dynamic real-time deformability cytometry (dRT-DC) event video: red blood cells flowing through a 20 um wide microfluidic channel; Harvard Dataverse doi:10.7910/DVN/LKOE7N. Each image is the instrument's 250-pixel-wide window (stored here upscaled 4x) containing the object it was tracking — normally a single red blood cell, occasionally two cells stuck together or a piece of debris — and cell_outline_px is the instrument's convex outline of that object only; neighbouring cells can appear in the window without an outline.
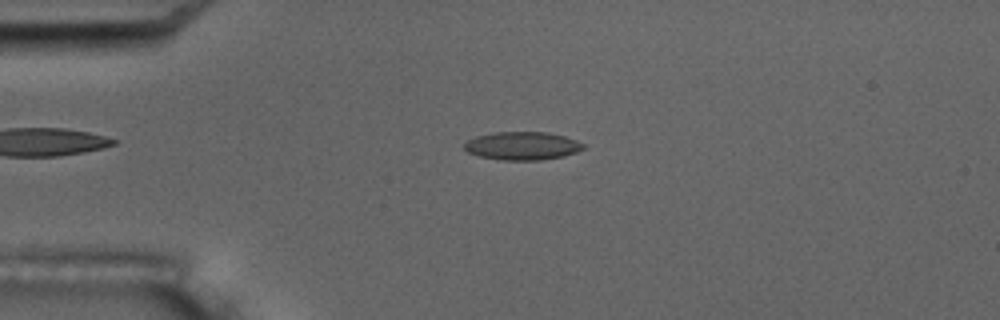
{"species": "common noctule bat (a hibernating species)", "species_latin": "Nyctalus noctula", "temperature_condition": "room temperature", "stored_images_in_passage": 6, "camera_frame_rate_fps": 3000, "um_per_image_px": 0.085, "animal": {"sex": "male", "body_mass_g": 17.5, "forearm_length_mm": 52.3}, "frame": {"image": 1, "passage_image": 4, "time_ms": 3.333, "image_size_px": [1000, 320], "cell_outline_px": [[584, 148], [576, 152], [564, 156], [540, 160], [504, 160], [480, 156], [468, 152], [464, 148], [464, 144], [468, 140], [476, 136], [496, 132], [544, 132], [564, 136], [576, 140], [584, 144]], "centroid_in_image_um": [44.4, 12.4], "position_along_channel_um": 40.6, "area_um2": 19.36}}